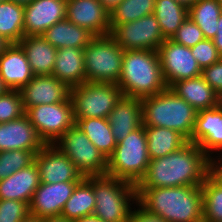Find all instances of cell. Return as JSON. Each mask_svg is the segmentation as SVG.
I'll list each match as a JSON object with an SVG mask.
<instances>
[{"instance_id": "39", "label": "cell", "mask_w": 222, "mask_h": 222, "mask_svg": "<svg viewBox=\"0 0 222 222\" xmlns=\"http://www.w3.org/2000/svg\"><path fill=\"white\" fill-rule=\"evenodd\" d=\"M28 214V203L12 199H0V222H21Z\"/></svg>"}, {"instance_id": "15", "label": "cell", "mask_w": 222, "mask_h": 222, "mask_svg": "<svg viewBox=\"0 0 222 222\" xmlns=\"http://www.w3.org/2000/svg\"><path fill=\"white\" fill-rule=\"evenodd\" d=\"M20 93L25 110L37 105L65 102L71 98V88L52 75H35Z\"/></svg>"}, {"instance_id": "3", "label": "cell", "mask_w": 222, "mask_h": 222, "mask_svg": "<svg viewBox=\"0 0 222 222\" xmlns=\"http://www.w3.org/2000/svg\"><path fill=\"white\" fill-rule=\"evenodd\" d=\"M117 85L124 96L143 99L168 88L156 50H125Z\"/></svg>"}, {"instance_id": "14", "label": "cell", "mask_w": 222, "mask_h": 222, "mask_svg": "<svg viewBox=\"0 0 222 222\" xmlns=\"http://www.w3.org/2000/svg\"><path fill=\"white\" fill-rule=\"evenodd\" d=\"M66 19L94 36L110 34V13L99 0H67Z\"/></svg>"}, {"instance_id": "27", "label": "cell", "mask_w": 222, "mask_h": 222, "mask_svg": "<svg viewBox=\"0 0 222 222\" xmlns=\"http://www.w3.org/2000/svg\"><path fill=\"white\" fill-rule=\"evenodd\" d=\"M144 130L150 160L174 153L188 143L182 134L173 129L144 126Z\"/></svg>"}, {"instance_id": "49", "label": "cell", "mask_w": 222, "mask_h": 222, "mask_svg": "<svg viewBox=\"0 0 222 222\" xmlns=\"http://www.w3.org/2000/svg\"><path fill=\"white\" fill-rule=\"evenodd\" d=\"M175 1L189 8L190 6L194 5L198 0H175Z\"/></svg>"}, {"instance_id": "44", "label": "cell", "mask_w": 222, "mask_h": 222, "mask_svg": "<svg viewBox=\"0 0 222 222\" xmlns=\"http://www.w3.org/2000/svg\"><path fill=\"white\" fill-rule=\"evenodd\" d=\"M99 1L102 3L104 8L110 13L123 0H99Z\"/></svg>"}, {"instance_id": "35", "label": "cell", "mask_w": 222, "mask_h": 222, "mask_svg": "<svg viewBox=\"0 0 222 222\" xmlns=\"http://www.w3.org/2000/svg\"><path fill=\"white\" fill-rule=\"evenodd\" d=\"M35 155L34 152L26 150L0 151V180L30 166L35 160Z\"/></svg>"}, {"instance_id": "50", "label": "cell", "mask_w": 222, "mask_h": 222, "mask_svg": "<svg viewBox=\"0 0 222 222\" xmlns=\"http://www.w3.org/2000/svg\"><path fill=\"white\" fill-rule=\"evenodd\" d=\"M9 44H10L9 42H7L3 37L0 36V54L5 50V48Z\"/></svg>"}, {"instance_id": "5", "label": "cell", "mask_w": 222, "mask_h": 222, "mask_svg": "<svg viewBox=\"0 0 222 222\" xmlns=\"http://www.w3.org/2000/svg\"><path fill=\"white\" fill-rule=\"evenodd\" d=\"M93 215L107 222H127L137 203L136 185L108 175L93 176ZM132 202V203H130Z\"/></svg>"}, {"instance_id": "32", "label": "cell", "mask_w": 222, "mask_h": 222, "mask_svg": "<svg viewBox=\"0 0 222 222\" xmlns=\"http://www.w3.org/2000/svg\"><path fill=\"white\" fill-rule=\"evenodd\" d=\"M222 5L217 0H198L188 8V16L202 30L205 39H213Z\"/></svg>"}, {"instance_id": "19", "label": "cell", "mask_w": 222, "mask_h": 222, "mask_svg": "<svg viewBox=\"0 0 222 222\" xmlns=\"http://www.w3.org/2000/svg\"><path fill=\"white\" fill-rule=\"evenodd\" d=\"M188 142L197 144L210 159L218 154L222 148V110L216 106L198 111Z\"/></svg>"}, {"instance_id": "29", "label": "cell", "mask_w": 222, "mask_h": 222, "mask_svg": "<svg viewBox=\"0 0 222 222\" xmlns=\"http://www.w3.org/2000/svg\"><path fill=\"white\" fill-rule=\"evenodd\" d=\"M76 125L85 133L95 147L108 159L117 143L106 118L77 119Z\"/></svg>"}, {"instance_id": "16", "label": "cell", "mask_w": 222, "mask_h": 222, "mask_svg": "<svg viewBox=\"0 0 222 222\" xmlns=\"http://www.w3.org/2000/svg\"><path fill=\"white\" fill-rule=\"evenodd\" d=\"M80 181L47 184L40 182L29 204V213L40 218L59 216Z\"/></svg>"}, {"instance_id": "53", "label": "cell", "mask_w": 222, "mask_h": 222, "mask_svg": "<svg viewBox=\"0 0 222 222\" xmlns=\"http://www.w3.org/2000/svg\"><path fill=\"white\" fill-rule=\"evenodd\" d=\"M10 1H13L17 4H20V5H28L29 3H31L33 0H10Z\"/></svg>"}, {"instance_id": "52", "label": "cell", "mask_w": 222, "mask_h": 222, "mask_svg": "<svg viewBox=\"0 0 222 222\" xmlns=\"http://www.w3.org/2000/svg\"><path fill=\"white\" fill-rule=\"evenodd\" d=\"M217 107L222 110V90L218 93L217 96Z\"/></svg>"}, {"instance_id": "38", "label": "cell", "mask_w": 222, "mask_h": 222, "mask_svg": "<svg viewBox=\"0 0 222 222\" xmlns=\"http://www.w3.org/2000/svg\"><path fill=\"white\" fill-rule=\"evenodd\" d=\"M190 50L201 69L218 62L222 58L211 39L198 42Z\"/></svg>"}, {"instance_id": "8", "label": "cell", "mask_w": 222, "mask_h": 222, "mask_svg": "<svg viewBox=\"0 0 222 222\" xmlns=\"http://www.w3.org/2000/svg\"><path fill=\"white\" fill-rule=\"evenodd\" d=\"M123 96L114 83L83 82L71 88L74 120L84 118H106Z\"/></svg>"}, {"instance_id": "21", "label": "cell", "mask_w": 222, "mask_h": 222, "mask_svg": "<svg viewBox=\"0 0 222 222\" xmlns=\"http://www.w3.org/2000/svg\"><path fill=\"white\" fill-rule=\"evenodd\" d=\"M116 143L129 133L143 126L142 101L138 98L122 96L107 117Z\"/></svg>"}, {"instance_id": "11", "label": "cell", "mask_w": 222, "mask_h": 222, "mask_svg": "<svg viewBox=\"0 0 222 222\" xmlns=\"http://www.w3.org/2000/svg\"><path fill=\"white\" fill-rule=\"evenodd\" d=\"M116 43L125 50H156L166 40L154 14L116 25L110 32Z\"/></svg>"}, {"instance_id": "46", "label": "cell", "mask_w": 222, "mask_h": 222, "mask_svg": "<svg viewBox=\"0 0 222 222\" xmlns=\"http://www.w3.org/2000/svg\"><path fill=\"white\" fill-rule=\"evenodd\" d=\"M219 154L212 157V159L210 160V166H222V148L220 149V151L218 152ZM217 159V160H216Z\"/></svg>"}, {"instance_id": "24", "label": "cell", "mask_w": 222, "mask_h": 222, "mask_svg": "<svg viewBox=\"0 0 222 222\" xmlns=\"http://www.w3.org/2000/svg\"><path fill=\"white\" fill-rule=\"evenodd\" d=\"M169 88L177 96L184 99L197 112L217 106L218 93L202 76L179 80L173 83Z\"/></svg>"}, {"instance_id": "6", "label": "cell", "mask_w": 222, "mask_h": 222, "mask_svg": "<svg viewBox=\"0 0 222 222\" xmlns=\"http://www.w3.org/2000/svg\"><path fill=\"white\" fill-rule=\"evenodd\" d=\"M150 158L144 125L117 143L107 159L106 175L137 185L145 176Z\"/></svg>"}, {"instance_id": "17", "label": "cell", "mask_w": 222, "mask_h": 222, "mask_svg": "<svg viewBox=\"0 0 222 222\" xmlns=\"http://www.w3.org/2000/svg\"><path fill=\"white\" fill-rule=\"evenodd\" d=\"M67 0H33L24 6V36L42 35L66 19Z\"/></svg>"}, {"instance_id": "30", "label": "cell", "mask_w": 222, "mask_h": 222, "mask_svg": "<svg viewBox=\"0 0 222 222\" xmlns=\"http://www.w3.org/2000/svg\"><path fill=\"white\" fill-rule=\"evenodd\" d=\"M165 39H171L188 18V7L175 0H156L153 13Z\"/></svg>"}, {"instance_id": "2", "label": "cell", "mask_w": 222, "mask_h": 222, "mask_svg": "<svg viewBox=\"0 0 222 222\" xmlns=\"http://www.w3.org/2000/svg\"><path fill=\"white\" fill-rule=\"evenodd\" d=\"M137 203L167 222H203L201 186L137 188Z\"/></svg>"}, {"instance_id": "42", "label": "cell", "mask_w": 222, "mask_h": 222, "mask_svg": "<svg viewBox=\"0 0 222 222\" xmlns=\"http://www.w3.org/2000/svg\"><path fill=\"white\" fill-rule=\"evenodd\" d=\"M218 53L222 56V14L220 15L217 22V33L212 39Z\"/></svg>"}, {"instance_id": "31", "label": "cell", "mask_w": 222, "mask_h": 222, "mask_svg": "<svg viewBox=\"0 0 222 222\" xmlns=\"http://www.w3.org/2000/svg\"><path fill=\"white\" fill-rule=\"evenodd\" d=\"M24 6L13 1L0 2V36L9 43H19L24 37Z\"/></svg>"}, {"instance_id": "51", "label": "cell", "mask_w": 222, "mask_h": 222, "mask_svg": "<svg viewBox=\"0 0 222 222\" xmlns=\"http://www.w3.org/2000/svg\"><path fill=\"white\" fill-rule=\"evenodd\" d=\"M7 90H9L3 83V80L0 76V95L4 94Z\"/></svg>"}, {"instance_id": "18", "label": "cell", "mask_w": 222, "mask_h": 222, "mask_svg": "<svg viewBox=\"0 0 222 222\" xmlns=\"http://www.w3.org/2000/svg\"><path fill=\"white\" fill-rule=\"evenodd\" d=\"M45 145L26 114L15 120L0 123V151L17 149L36 154Z\"/></svg>"}, {"instance_id": "45", "label": "cell", "mask_w": 222, "mask_h": 222, "mask_svg": "<svg viewBox=\"0 0 222 222\" xmlns=\"http://www.w3.org/2000/svg\"><path fill=\"white\" fill-rule=\"evenodd\" d=\"M72 222H107V221H104L95 215H89V216H84L79 219H76Z\"/></svg>"}, {"instance_id": "12", "label": "cell", "mask_w": 222, "mask_h": 222, "mask_svg": "<svg viewBox=\"0 0 222 222\" xmlns=\"http://www.w3.org/2000/svg\"><path fill=\"white\" fill-rule=\"evenodd\" d=\"M158 54L168 88L179 80L201 76L202 69L189 47L166 39L158 48Z\"/></svg>"}, {"instance_id": "4", "label": "cell", "mask_w": 222, "mask_h": 222, "mask_svg": "<svg viewBox=\"0 0 222 222\" xmlns=\"http://www.w3.org/2000/svg\"><path fill=\"white\" fill-rule=\"evenodd\" d=\"M141 101L144 126L173 129L191 139L197 111L170 88Z\"/></svg>"}, {"instance_id": "28", "label": "cell", "mask_w": 222, "mask_h": 222, "mask_svg": "<svg viewBox=\"0 0 222 222\" xmlns=\"http://www.w3.org/2000/svg\"><path fill=\"white\" fill-rule=\"evenodd\" d=\"M95 201L93 176L84 177L76 185L71 197L65 203L61 216L74 221L84 216L93 215Z\"/></svg>"}, {"instance_id": "9", "label": "cell", "mask_w": 222, "mask_h": 222, "mask_svg": "<svg viewBox=\"0 0 222 222\" xmlns=\"http://www.w3.org/2000/svg\"><path fill=\"white\" fill-rule=\"evenodd\" d=\"M53 145L73 162L83 177L106 175V157L76 124L69 128Z\"/></svg>"}, {"instance_id": "23", "label": "cell", "mask_w": 222, "mask_h": 222, "mask_svg": "<svg viewBox=\"0 0 222 222\" xmlns=\"http://www.w3.org/2000/svg\"><path fill=\"white\" fill-rule=\"evenodd\" d=\"M84 49L65 47L57 49L52 76L70 88L86 81Z\"/></svg>"}, {"instance_id": "25", "label": "cell", "mask_w": 222, "mask_h": 222, "mask_svg": "<svg viewBox=\"0 0 222 222\" xmlns=\"http://www.w3.org/2000/svg\"><path fill=\"white\" fill-rule=\"evenodd\" d=\"M19 44L26 53L34 75H52L57 49L42 35L24 36Z\"/></svg>"}, {"instance_id": "34", "label": "cell", "mask_w": 222, "mask_h": 222, "mask_svg": "<svg viewBox=\"0 0 222 222\" xmlns=\"http://www.w3.org/2000/svg\"><path fill=\"white\" fill-rule=\"evenodd\" d=\"M201 188L203 222H222V186L209 175Z\"/></svg>"}, {"instance_id": "13", "label": "cell", "mask_w": 222, "mask_h": 222, "mask_svg": "<svg viewBox=\"0 0 222 222\" xmlns=\"http://www.w3.org/2000/svg\"><path fill=\"white\" fill-rule=\"evenodd\" d=\"M34 162L42 183L81 181L84 178L73 162L53 144H46L36 153Z\"/></svg>"}, {"instance_id": "40", "label": "cell", "mask_w": 222, "mask_h": 222, "mask_svg": "<svg viewBox=\"0 0 222 222\" xmlns=\"http://www.w3.org/2000/svg\"><path fill=\"white\" fill-rule=\"evenodd\" d=\"M201 76L217 92L222 90V58L202 69Z\"/></svg>"}, {"instance_id": "20", "label": "cell", "mask_w": 222, "mask_h": 222, "mask_svg": "<svg viewBox=\"0 0 222 222\" xmlns=\"http://www.w3.org/2000/svg\"><path fill=\"white\" fill-rule=\"evenodd\" d=\"M0 76L9 90H21L35 76L19 43H10L0 54Z\"/></svg>"}, {"instance_id": "47", "label": "cell", "mask_w": 222, "mask_h": 222, "mask_svg": "<svg viewBox=\"0 0 222 222\" xmlns=\"http://www.w3.org/2000/svg\"><path fill=\"white\" fill-rule=\"evenodd\" d=\"M43 222H72L65 217L59 215V216H53L48 218H43Z\"/></svg>"}, {"instance_id": "43", "label": "cell", "mask_w": 222, "mask_h": 222, "mask_svg": "<svg viewBox=\"0 0 222 222\" xmlns=\"http://www.w3.org/2000/svg\"><path fill=\"white\" fill-rule=\"evenodd\" d=\"M210 176L222 186V166H210Z\"/></svg>"}, {"instance_id": "22", "label": "cell", "mask_w": 222, "mask_h": 222, "mask_svg": "<svg viewBox=\"0 0 222 222\" xmlns=\"http://www.w3.org/2000/svg\"><path fill=\"white\" fill-rule=\"evenodd\" d=\"M40 185L38 168L33 162L0 180V199H12L30 204L35 190Z\"/></svg>"}, {"instance_id": "33", "label": "cell", "mask_w": 222, "mask_h": 222, "mask_svg": "<svg viewBox=\"0 0 222 222\" xmlns=\"http://www.w3.org/2000/svg\"><path fill=\"white\" fill-rule=\"evenodd\" d=\"M156 0H123L110 12L111 30L118 24L133 22L154 13Z\"/></svg>"}, {"instance_id": "36", "label": "cell", "mask_w": 222, "mask_h": 222, "mask_svg": "<svg viewBox=\"0 0 222 222\" xmlns=\"http://www.w3.org/2000/svg\"><path fill=\"white\" fill-rule=\"evenodd\" d=\"M25 114L20 90H7L0 95V123L15 120Z\"/></svg>"}, {"instance_id": "10", "label": "cell", "mask_w": 222, "mask_h": 222, "mask_svg": "<svg viewBox=\"0 0 222 222\" xmlns=\"http://www.w3.org/2000/svg\"><path fill=\"white\" fill-rule=\"evenodd\" d=\"M25 114L45 144L56 142L76 123L71 98L65 102L29 107Z\"/></svg>"}, {"instance_id": "1", "label": "cell", "mask_w": 222, "mask_h": 222, "mask_svg": "<svg viewBox=\"0 0 222 222\" xmlns=\"http://www.w3.org/2000/svg\"><path fill=\"white\" fill-rule=\"evenodd\" d=\"M210 158L195 143L150 160L145 176L136 188L201 186L210 175Z\"/></svg>"}, {"instance_id": "37", "label": "cell", "mask_w": 222, "mask_h": 222, "mask_svg": "<svg viewBox=\"0 0 222 222\" xmlns=\"http://www.w3.org/2000/svg\"><path fill=\"white\" fill-rule=\"evenodd\" d=\"M204 39L205 37L202 30L190 19L189 16L171 38V40L176 43L189 48L195 46L198 42Z\"/></svg>"}, {"instance_id": "7", "label": "cell", "mask_w": 222, "mask_h": 222, "mask_svg": "<svg viewBox=\"0 0 222 222\" xmlns=\"http://www.w3.org/2000/svg\"><path fill=\"white\" fill-rule=\"evenodd\" d=\"M123 53L124 50L110 34L94 36L84 49L86 81L117 84Z\"/></svg>"}, {"instance_id": "41", "label": "cell", "mask_w": 222, "mask_h": 222, "mask_svg": "<svg viewBox=\"0 0 222 222\" xmlns=\"http://www.w3.org/2000/svg\"><path fill=\"white\" fill-rule=\"evenodd\" d=\"M136 206L137 209L133 208L127 222H167L162 217L147 212L138 203Z\"/></svg>"}, {"instance_id": "48", "label": "cell", "mask_w": 222, "mask_h": 222, "mask_svg": "<svg viewBox=\"0 0 222 222\" xmlns=\"http://www.w3.org/2000/svg\"><path fill=\"white\" fill-rule=\"evenodd\" d=\"M21 222H43V218L29 213Z\"/></svg>"}, {"instance_id": "26", "label": "cell", "mask_w": 222, "mask_h": 222, "mask_svg": "<svg viewBox=\"0 0 222 222\" xmlns=\"http://www.w3.org/2000/svg\"><path fill=\"white\" fill-rule=\"evenodd\" d=\"M42 36L56 49L65 47L85 49L94 37L87 29L67 19L48 28Z\"/></svg>"}]
</instances>
